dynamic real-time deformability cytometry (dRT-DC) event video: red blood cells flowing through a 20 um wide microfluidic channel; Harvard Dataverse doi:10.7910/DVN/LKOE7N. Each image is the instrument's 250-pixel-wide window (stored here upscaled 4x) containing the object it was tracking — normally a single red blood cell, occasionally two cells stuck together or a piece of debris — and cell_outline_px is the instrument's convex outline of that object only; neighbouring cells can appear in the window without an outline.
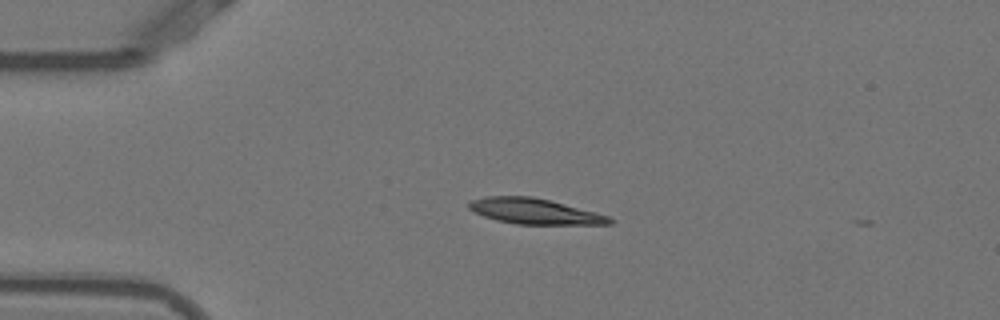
{"species": "Egyptian fruit bat (a non-hibernating species)", "species_latin": "Rousettus aegyptiacus", "temperature_condition": "warm", "stored_images_in_passage": 2, "camera_frame_rate_fps": 3000, "um_per_image_px": 0.085, "animal": {"sex": "female"}, "frame": {"image": 1, "passage_image": 1, "time_ms": 0.0, "image_size_px": [1000, 320], "cell_outline_px": [[612, 224], [516, 224], [496, 220], [484, 216], [468, 208], [468, 200], [484, 196], [532, 196], [596, 212], [608, 216], [612, 220]], "centroid_in_image_um": [45.38, 17.95], "position_along_channel_um": 39.6, "area_um2": 20.81}}